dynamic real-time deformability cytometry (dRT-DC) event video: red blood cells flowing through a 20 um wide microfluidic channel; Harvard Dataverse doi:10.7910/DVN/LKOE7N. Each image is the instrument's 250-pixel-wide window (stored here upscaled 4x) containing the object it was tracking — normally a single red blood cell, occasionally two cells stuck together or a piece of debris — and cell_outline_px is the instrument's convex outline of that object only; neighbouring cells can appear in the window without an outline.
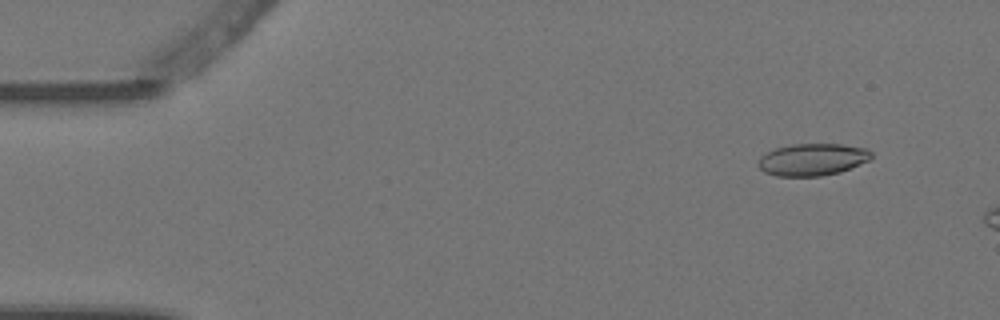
{"species": "Egyptian fruit bat (a non-hibernating species)", "species_latin": "Rousettus aegyptiacus", "temperature_condition": "warm", "stored_images_in_passage": 5, "camera_frame_rate_fps": 3000, "um_per_image_px": 0.085, "animal": {"sex": "female"}, "frame": {"image": 1, "passage_image": 2, "time_ms": 0.333, "image_size_px": [1000, 320], "cell_outline_px": [[872, 160], [840, 172], [820, 176], [776, 176], [764, 172], [756, 164], [756, 160], [760, 156], [776, 148], [792, 144], [840, 144], [868, 148], [872, 152]], "centroid_in_image_um": [69.07, 13.56], "position_along_channel_um": 15.9, "area_um2": 21.44}}